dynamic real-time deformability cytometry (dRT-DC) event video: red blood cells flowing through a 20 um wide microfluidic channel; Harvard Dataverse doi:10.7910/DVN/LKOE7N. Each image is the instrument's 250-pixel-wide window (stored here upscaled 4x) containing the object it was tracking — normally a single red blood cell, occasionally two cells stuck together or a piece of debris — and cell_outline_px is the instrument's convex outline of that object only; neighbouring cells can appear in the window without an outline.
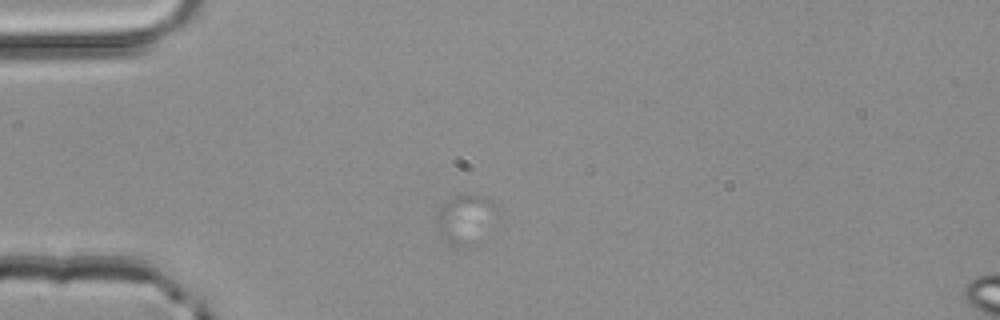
{"species": "common noctule bat (a hibernating species)", "species_latin": "Nyctalus noctula", "temperature_condition": "room temperature", "stored_images_in_passage": 3, "camera_frame_rate_fps": 3000, "um_per_image_px": 0.085, "animal": {"sex": "male", "body_mass_g": 20.4}, "frame": {"image": 1, "passage_image": 1, "time_ms": 0.0, "image_size_px": [1000, 320], "cell_outline_px": [[500, 216], [456, 240], [448, 240], [440, 236], [436, 228], [436, 216], [444, 200], [456, 196], [484, 196], [500, 208]], "centroid_in_image_um": [39.48, 18.34], "position_along_channel_um": 45.5, "area_um2": 14.62}}
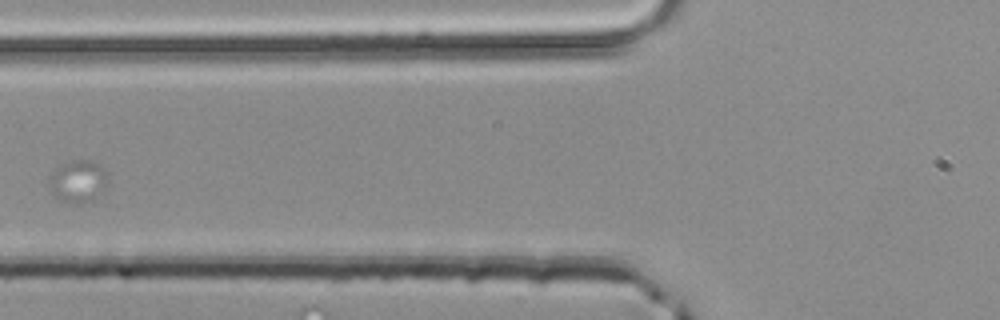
{"frame": {"image": 2, "passage_image": 3, "time_ms": 0.667, "image_size_px": [1000, 320], "cell_outline_px": [[108, 184], [84, 204], [72, 204], [60, 200], [52, 192], [48, 184], [56, 168], [60, 164], [68, 160], [92, 160], [104, 168], [108, 176]], "centroid_in_image_um": [6.63, 15.38], "position_along_channel_um": 119.2, "area_um2": 14.33}}